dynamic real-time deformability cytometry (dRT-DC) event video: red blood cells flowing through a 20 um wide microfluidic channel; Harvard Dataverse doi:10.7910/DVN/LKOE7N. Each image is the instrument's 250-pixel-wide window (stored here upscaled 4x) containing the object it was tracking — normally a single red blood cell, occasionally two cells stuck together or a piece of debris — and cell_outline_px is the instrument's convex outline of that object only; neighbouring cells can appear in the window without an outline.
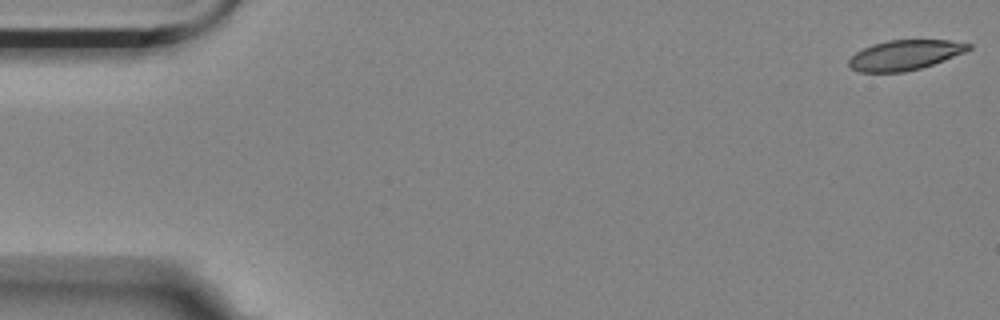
{"species": "Egyptian fruit bat (a non-hibernating species)", "species_latin": "Rousettus aegyptiacus", "temperature_condition": "room temperature", "stored_images_in_passage": 2, "segment_of_instrument_passage": [2, 2], "camera_frame_rate_fps": 3000, "um_per_image_px": 0.085, "animal": {"sex": "female"}, "frame": {"image": 1, "passage_image": 2, "time_ms": 0.333, "image_size_px": [1000, 320], "cell_outline_px": [[972, 48], [964, 52], [944, 60], [920, 68], [904, 72], [860, 72], [852, 68], [848, 64], [848, 60], [856, 52], [872, 44], [888, 40], [948, 40], [972, 44]], "centroid_in_image_um": [76.91, 4.67], "position_along_channel_um": 8.1, "area_um2": 20.75}}